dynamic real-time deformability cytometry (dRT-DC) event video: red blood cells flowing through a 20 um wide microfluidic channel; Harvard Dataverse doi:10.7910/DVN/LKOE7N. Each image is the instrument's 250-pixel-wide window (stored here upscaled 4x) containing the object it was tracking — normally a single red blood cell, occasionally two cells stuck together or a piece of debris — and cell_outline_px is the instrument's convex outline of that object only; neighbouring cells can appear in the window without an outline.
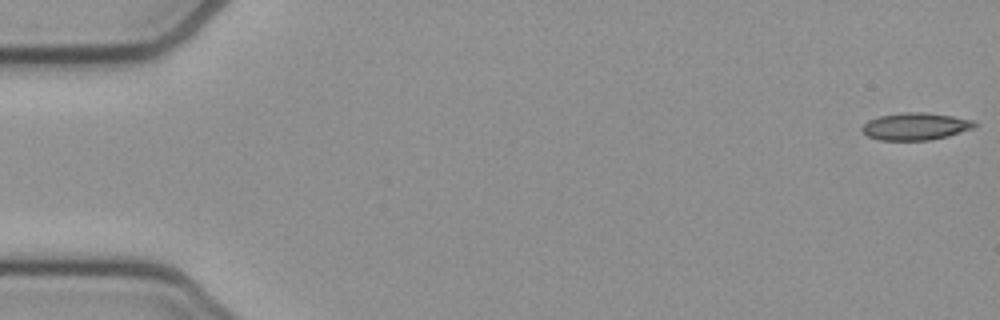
{"species": "common noctule bat (a hibernating species)", "species_latin": "Nyctalus noctula", "temperature_condition": "cold", "stored_images_in_passage": 53, "camera_frame_rate_fps": 3000, "um_per_image_px": 0.085, "animal": {"sex": "female", "body_mass_g": 21.9}, "frame": {"image": 1, "passage_image": 1, "time_ms": 0.0, "image_size_px": [1000, 320], "cell_outline_px": [[980, 124], [972, 128], [948, 136], [928, 140], [880, 140], [868, 136], [860, 128], [868, 120], [880, 116], [900, 112], [924, 112], [952, 116], [972, 120]], "centroid_in_image_um": [77.81, 10.73], "position_along_channel_um": 7.2, "area_um2": 17.8}}
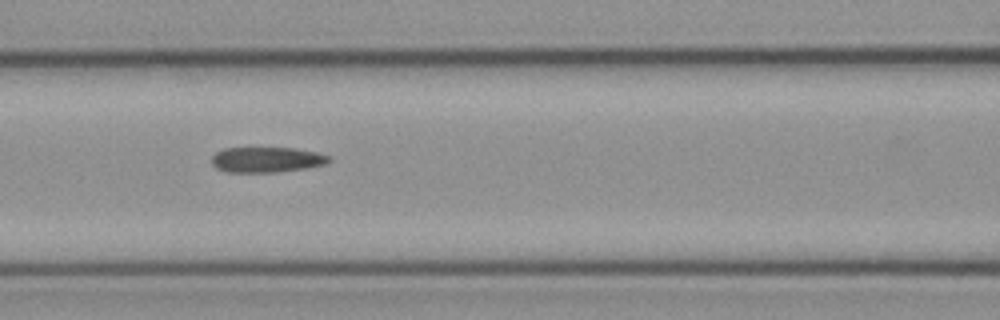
{"frame": {"image": 2, "passage_image": 23, "time_ms": 7.333, "image_size_px": [1000, 320], "cell_outline_px": [[332, 160], [328, 164], [304, 168], [276, 172], [224, 172], [216, 168], [212, 164], [212, 156], [216, 152], [224, 148], [296, 148], [316, 152], [332, 156]], "centroid_in_image_um": [22.69, 13.57], "position_along_channel_um": 143.9, "area_um2": 17.51}}
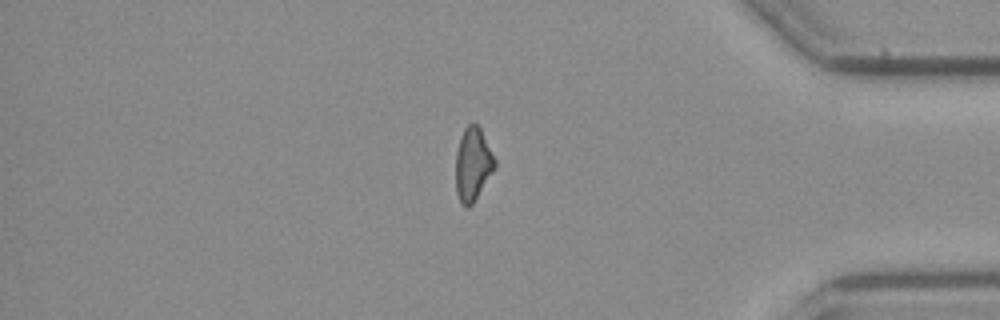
{"frame": {"image": 3, "passage_image": 45, "time_ms": 14.667, "image_size_px": [1000, 320], "cell_outline_px": [[496, 164], [492, 172], [472, 204], [468, 208], [460, 200], [456, 192], [456, 152], [460, 136], [464, 128], [468, 124], [476, 124], [480, 128], [496, 160]], "centroid_in_image_um": [40.18, 13.93], "position_along_channel_um": 395.0, "area_um2": 16.36}}